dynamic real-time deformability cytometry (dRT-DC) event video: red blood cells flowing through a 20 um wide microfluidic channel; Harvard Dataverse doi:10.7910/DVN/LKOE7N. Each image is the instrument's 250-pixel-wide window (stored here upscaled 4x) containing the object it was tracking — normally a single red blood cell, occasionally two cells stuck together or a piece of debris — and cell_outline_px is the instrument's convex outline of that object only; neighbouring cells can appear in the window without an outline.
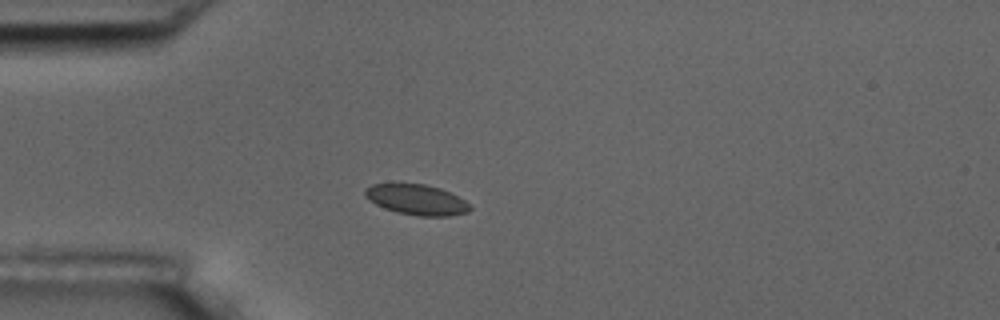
{"species": "common noctule bat (a hibernating species)", "species_latin": "Nyctalus noctula", "temperature_condition": "room temperature", "stored_images_in_passage": 41, "camera_frame_rate_fps": 3000, "um_per_image_px": 0.085, "animal": {"sex": "male", "body_mass_g": 17.5, "forearm_length_mm": 52.3}, "frame": {"image": 1, "passage_image": 1, "time_ms": 0.0, "image_size_px": [1000, 320], "cell_outline_px": [[472, 208], [468, 212], [448, 216], [420, 216], [396, 212], [384, 208], [368, 200], [364, 196], [364, 188], [372, 184], [424, 184], [440, 188], [464, 200]], "centroid_in_image_um": [35.37, 16.97], "position_along_channel_um": 49.6, "area_um2": 18.5}}
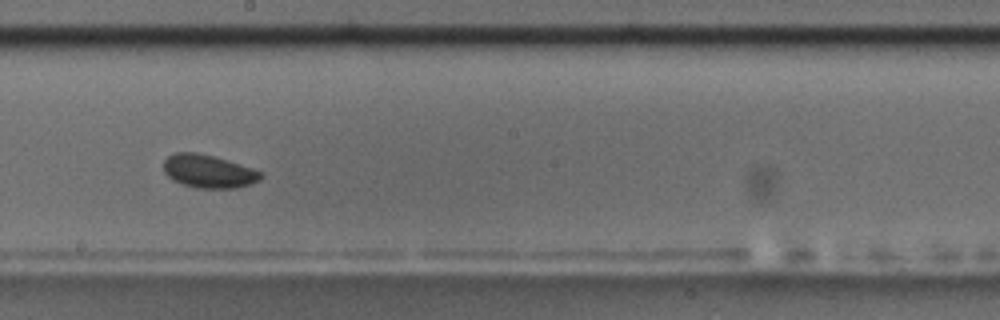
{"frame": {"image": 2, "passage_image": 17, "time_ms": 5.333, "image_size_px": [1000, 320], "cell_outline_px": [[264, 176], [260, 180], [236, 188], [196, 188], [180, 184], [172, 180], [164, 172], [164, 160], [168, 156], [176, 152], [196, 152], [212, 156], [252, 168], [264, 172]], "centroid_in_image_um": [17.71, 14.57], "position_along_channel_um": 230.5, "area_um2": 18.79}}
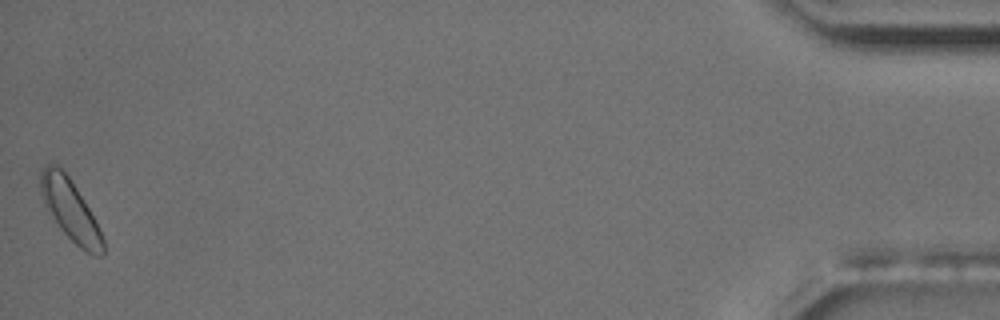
{"frame": {"image": 3, "passage_image": 41, "time_ms": 13.333, "image_size_px": [1000, 320], "cell_outline_px": [[104, 252], [100, 256], [96, 256], [80, 248], [60, 228], [44, 204], [40, 192], [40, 172], [48, 164], [56, 164], [68, 176], [84, 200], [96, 220], [104, 240]], "centroid_in_image_um": [5.98, 17.85], "position_along_channel_um": 429.2, "area_um2": 21.79}}